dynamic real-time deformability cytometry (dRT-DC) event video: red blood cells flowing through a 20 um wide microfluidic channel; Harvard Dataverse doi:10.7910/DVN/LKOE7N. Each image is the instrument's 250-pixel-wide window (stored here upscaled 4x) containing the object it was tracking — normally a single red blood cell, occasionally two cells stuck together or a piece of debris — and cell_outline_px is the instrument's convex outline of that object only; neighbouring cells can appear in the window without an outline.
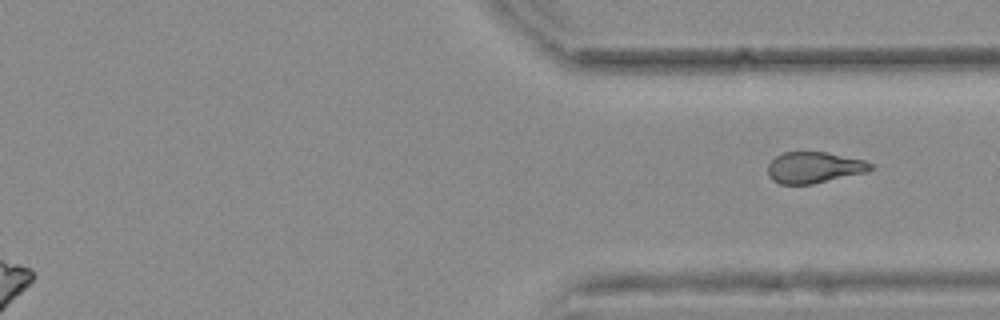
{"species": "common noctule bat (a hibernating species)", "species_latin": "Nyctalus noctula", "temperature_condition": "warm", "stored_images_in_passage": 13, "camera_frame_rate_fps": 3000, "um_per_image_px": 0.085, "animal": {"sex": "female", "body_mass_g": 25.1}, "frame": {"image": 1, "passage_image": 13, "time_ms": 4.0, "image_size_px": [1000, 320], "cell_outline_px": [[876, 168], [868, 172], [812, 184], [780, 184], [772, 180], [768, 176], [768, 164], [776, 156], [784, 152], [824, 152], [864, 160], [872, 164]], "centroid_in_image_um": [69.21, 14.24], "position_along_channel_um": 342.2, "area_um2": 18.73}}